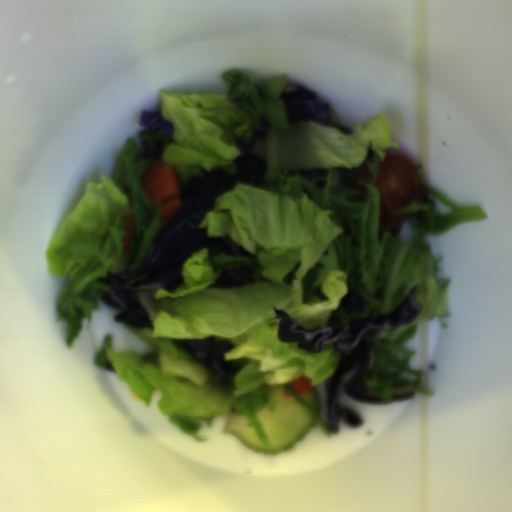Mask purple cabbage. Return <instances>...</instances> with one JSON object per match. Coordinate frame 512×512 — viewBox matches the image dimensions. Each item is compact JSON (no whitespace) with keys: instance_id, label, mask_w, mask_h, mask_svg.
Here are the masks:
<instances>
[{"instance_id":"9cd0cae8","label":"purple cabbage","mask_w":512,"mask_h":512,"mask_svg":"<svg viewBox=\"0 0 512 512\" xmlns=\"http://www.w3.org/2000/svg\"><path fill=\"white\" fill-rule=\"evenodd\" d=\"M140 144L142 146V150H140V151L144 158H154V160L160 158V154H161L162 147H163L161 139L160 140H144L143 139V140H141Z\"/></svg>"},{"instance_id":"9ea6ddef","label":"purple cabbage","mask_w":512,"mask_h":512,"mask_svg":"<svg viewBox=\"0 0 512 512\" xmlns=\"http://www.w3.org/2000/svg\"><path fill=\"white\" fill-rule=\"evenodd\" d=\"M256 262L253 265H245L237 268L228 269L208 288H244L247 285L255 284L256 278L253 274L257 273Z\"/></svg>"},{"instance_id":"c1f60e8f","label":"purple cabbage","mask_w":512,"mask_h":512,"mask_svg":"<svg viewBox=\"0 0 512 512\" xmlns=\"http://www.w3.org/2000/svg\"><path fill=\"white\" fill-rule=\"evenodd\" d=\"M269 128L270 124L263 116L251 145L235 134L234 145L241 153L234 162L237 166L235 175L228 174L224 167L213 171L200 168V175L180 182L183 205L137 269L118 273L109 271L105 277L98 276V282H105L115 290V293L100 294L102 305L123 311L113 316L115 321L156 329L135 291H177L186 282L182 266L201 248H207L208 260L220 254L252 259L249 251L237 245L227 234L222 237L208 236L207 229L199 224L209 210L214 212L217 198L230 191L238 180L254 188L263 186Z\"/></svg>"},{"instance_id":"8b30caba","label":"purple cabbage","mask_w":512,"mask_h":512,"mask_svg":"<svg viewBox=\"0 0 512 512\" xmlns=\"http://www.w3.org/2000/svg\"><path fill=\"white\" fill-rule=\"evenodd\" d=\"M138 125L150 127L158 125L166 136L174 135L175 126L172 122L162 118L160 111L143 110L140 112Z\"/></svg>"},{"instance_id":"39781b68","label":"purple cabbage","mask_w":512,"mask_h":512,"mask_svg":"<svg viewBox=\"0 0 512 512\" xmlns=\"http://www.w3.org/2000/svg\"><path fill=\"white\" fill-rule=\"evenodd\" d=\"M278 97L283 101L288 122L316 121L324 126L336 127L345 134L351 132L345 126L332 123L329 101H317V93L305 87L284 86Z\"/></svg>"},{"instance_id":"06f8d472","label":"purple cabbage","mask_w":512,"mask_h":512,"mask_svg":"<svg viewBox=\"0 0 512 512\" xmlns=\"http://www.w3.org/2000/svg\"><path fill=\"white\" fill-rule=\"evenodd\" d=\"M341 308L348 313L360 314L364 312L365 303L364 300L354 292H348L341 300Z\"/></svg>"},{"instance_id":"ea28d5fd","label":"purple cabbage","mask_w":512,"mask_h":512,"mask_svg":"<svg viewBox=\"0 0 512 512\" xmlns=\"http://www.w3.org/2000/svg\"><path fill=\"white\" fill-rule=\"evenodd\" d=\"M418 292L419 284L413 286L391 312L379 314L377 318H355L337 329H303L290 313L273 307L276 317H280L276 334L281 343H297L304 350L320 354L326 345H334L339 354L334 372L322 383L313 385L319 405L317 414L331 433L339 432L340 420L346 421L348 427L360 426L363 420L356 411L341 404L343 394L357 402L372 404H394L416 397L414 385L406 384L393 389L392 397L385 400L382 392L367 386L365 374L374 364V354L367 343L369 338L418 318L422 313Z\"/></svg>"},{"instance_id":"f65ffa83","label":"purple cabbage","mask_w":512,"mask_h":512,"mask_svg":"<svg viewBox=\"0 0 512 512\" xmlns=\"http://www.w3.org/2000/svg\"><path fill=\"white\" fill-rule=\"evenodd\" d=\"M175 349L187 354L194 362L206 367L220 386L227 387L230 378L238 373V366L234 361H226V351L236 344L232 340L206 338V339H173Z\"/></svg>"}]
</instances>
